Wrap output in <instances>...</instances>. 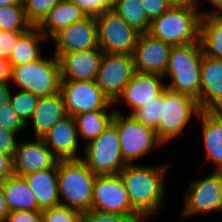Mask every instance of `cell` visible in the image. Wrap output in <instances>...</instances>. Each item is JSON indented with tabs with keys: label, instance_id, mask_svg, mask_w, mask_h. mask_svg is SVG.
Instances as JSON below:
<instances>
[{
	"label": "cell",
	"instance_id": "cb8c5ba5",
	"mask_svg": "<svg viewBox=\"0 0 222 222\" xmlns=\"http://www.w3.org/2000/svg\"><path fill=\"white\" fill-rule=\"evenodd\" d=\"M1 189L9 211H41L34 193L22 176L13 174L1 182Z\"/></svg>",
	"mask_w": 222,
	"mask_h": 222
},
{
	"label": "cell",
	"instance_id": "8d00e7d4",
	"mask_svg": "<svg viewBox=\"0 0 222 222\" xmlns=\"http://www.w3.org/2000/svg\"><path fill=\"white\" fill-rule=\"evenodd\" d=\"M78 6L87 16H99L113 8V0H68Z\"/></svg>",
	"mask_w": 222,
	"mask_h": 222
},
{
	"label": "cell",
	"instance_id": "d590c367",
	"mask_svg": "<svg viewBox=\"0 0 222 222\" xmlns=\"http://www.w3.org/2000/svg\"><path fill=\"white\" fill-rule=\"evenodd\" d=\"M0 125L5 129L14 132H23V129L27 127L15 113L10 102L0 107Z\"/></svg>",
	"mask_w": 222,
	"mask_h": 222
},
{
	"label": "cell",
	"instance_id": "d6986e66",
	"mask_svg": "<svg viewBox=\"0 0 222 222\" xmlns=\"http://www.w3.org/2000/svg\"><path fill=\"white\" fill-rule=\"evenodd\" d=\"M78 132L74 117L67 115L42 138L58 160L79 159Z\"/></svg>",
	"mask_w": 222,
	"mask_h": 222
},
{
	"label": "cell",
	"instance_id": "836d02e7",
	"mask_svg": "<svg viewBox=\"0 0 222 222\" xmlns=\"http://www.w3.org/2000/svg\"><path fill=\"white\" fill-rule=\"evenodd\" d=\"M81 215L77 210L58 205L42 210V222H81Z\"/></svg>",
	"mask_w": 222,
	"mask_h": 222
},
{
	"label": "cell",
	"instance_id": "f6af8a7d",
	"mask_svg": "<svg viewBox=\"0 0 222 222\" xmlns=\"http://www.w3.org/2000/svg\"><path fill=\"white\" fill-rule=\"evenodd\" d=\"M208 3H211L213 6V9L211 8L210 11L207 12H203L200 11L201 15H208L211 13H218V12H222V0H206ZM195 4L198 6L199 4H197V0H195Z\"/></svg>",
	"mask_w": 222,
	"mask_h": 222
},
{
	"label": "cell",
	"instance_id": "8992f818",
	"mask_svg": "<svg viewBox=\"0 0 222 222\" xmlns=\"http://www.w3.org/2000/svg\"><path fill=\"white\" fill-rule=\"evenodd\" d=\"M112 122L117 127L121 154L127 164H133L155 147L164 145L155 129L139 123L131 114H122L116 107Z\"/></svg>",
	"mask_w": 222,
	"mask_h": 222
},
{
	"label": "cell",
	"instance_id": "e575fe53",
	"mask_svg": "<svg viewBox=\"0 0 222 222\" xmlns=\"http://www.w3.org/2000/svg\"><path fill=\"white\" fill-rule=\"evenodd\" d=\"M140 215L102 213L95 210L83 212L81 222H143Z\"/></svg>",
	"mask_w": 222,
	"mask_h": 222
},
{
	"label": "cell",
	"instance_id": "c3c4849f",
	"mask_svg": "<svg viewBox=\"0 0 222 222\" xmlns=\"http://www.w3.org/2000/svg\"><path fill=\"white\" fill-rule=\"evenodd\" d=\"M20 0H0V7L18 4Z\"/></svg>",
	"mask_w": 222,
	"mask_h": 222
},
{
	"label": "cell",
	"instance_id": "7a4b0ae2",
	"mask_svg": "<svg viewBox=\"0 0 222 222\" xmlns=\"http://www.w3.org/2000/svg\"><path fill=\"white\" fill-rule=\"evenodd\" d=\"M196 4L173 5L151 21L148 33L172 46L200 42L201 13Z\"/></svg>",
	"mask_w": 222,
	"mask_h": 222
},
{
	"label": "cell",
	"instance_id": "d6a6232c",
	"mask_svg": "<svg viewBox=\"0 0 222 222\" xmlns=\"http://www.w3.org/2000/svg\"><path fill=\"white\" fill-rule=\"evenodd\" d=\"M60 1L61 0H24L23 7L27 20L32 26H38Z\"/></svg>",
	"mask_w": 222,
	"mask_h": 222
},
{
	"label": "cell",
	"instance_id": "ab89813d",
	"mask_svg": "<svg viewBox=\"0 0 222 222\" xmlns=\"http://www.w3.org/2000/svg\"><path fill=\"white\" fill-rule=\"evenodd\" d=\"M19 132H14L8 129L1 127L0 125V152L7 154L13 158L15 150L18 146L16 141V134Z\"/></svg>",
	"mask_w": 222,
	"mask_h": 222
},
{
	"label": "cell",
	"instance_id": "2e32d148",
	"mask_svg": "<svg viewBox=\"0 0 222 222\" xmlns=\"http://www.w3.org/2000/svg\"><path fill=\"white\" fill-rule=\"evenodd\" d=\"M104 52L99 48L63 53L61 81H95Z\"/></svg>",
	"mask_w": 222,
	"mask_h": 222
},
{
	"label": "cell",
	"instance_id": "1f68e13d",
	"mask_svg": "<svg viewBox=\"0 0 222 222\" xmlns=\"http://www.w3.org/2000/svg\"><path fill=\"white\" fill-rule=\"evenodd\" d=\"M12 95L13 94H11L10 103L13 110L19 118L28 125V121L36 108L39 97L25 90H20L14 96Z\"/></svg>",
	"mask_w": 222,
	"mask_h": 222
},
{
	"label": "cell",
	"instance_id": "7dc6e473",
	"mask_svg": "<svg viewBox=\"0 0 222 222\" xmlns=\"http://www.w3.org/2000/svg\"><path fill=\"white\" fill-rule=\"evenodd\" d=\"M168 3L173 6V5H191L195 4V0H167Z\"/></svg>",
	"mask_w": 222,
	"mask_h": 222
},
{
	"label": "cell",
	"instance_id": "f35d334b",
	"mask_svg": "<svg viewBox=\"0 0 222 222\" xmlns=\"http://www.w3.org/2000/svg\"><path fill=\"white\" fill-rule=\"evenodd\" d=\"M140 2L150 21L160 17L171 7L167 0H140Z\"/></svg>",
	"mask_w": 222,
	"mask_h": 222
},
{
	"label": "cell",
	"instance_id": "44dd1931",
	"mask_svg": "<svg viewBox=\"0 0 222 222\" xmlns=\"http://www.w3.org/2000/svg\"><path fill=\"white\" fill-rule=\"evenodd\" d=\"M34 193L42 211L60 205L58 194V162L49 169L22 175Z\"/></svg>",
	"mask_w": 222,
	"mask_h": 222
},
{
	"label": "cell",
	"instance_id": "277c9868",
	"mask_svg": "<svg viewBox=\"0 0 222 222\" xmlns=\"http://www.w3.org/2000/svg\"><path fill=\"white\" fill-rule=\"evenodd\" d=\"M202 46L200 42L173 46L164 78L168 75L170 90L187 94L198 101L201 88Z\"/></svg>",
	"mask_w": 222,
	"mask_h": 222
},
{
	"label": "cell",
	"instance_id": "83f0119b",
	"mask_svg": "<svg viewBox=\"0 0 222 222\" xmlns=\"http://www.w3.org/2000/svg\"><path fill=\"white\" fill-rule=\"evenodd\" d=\"M97 110L93 112H84L74 116L78 137L87 140L96 139L111 123L115 109Z\"/></svg>",
	"mask_w": 222,
	"mask_h": 222
},
{
	"label": "cell",
	"instance_id": "f546056e",
	"mask_svg": "<svg viewBox=\"0 0 222 222\" xmlns=\"http://www.w3.org/2000/svg\"><path fill=\"white\" fill-rule=\"evenodd\" d=\"M32 27L27 20L23 2L0 7V30L3 31H27Z\"/></svg>",
	"mask_w": 222,
	"mask_h": 222
},
{
	"label": "cell",
	"instance_id": "603a6c76",
	"mask_svg": "<svg viewBox=\"0 0 222 222\" xmlns=\"http://www.w3.org/2000/svg\"><path fill=\"white\" fill-rule=\"evenodd\" d=\"M198 119L202 123L206 160L215 164L214 170L222 171V111L202 110Z\"/></svg>",
	"mask_w": 222,
	"mask_h": 222
},
{
	"label": "cell",
	"instance_id": "6da1fadb",
	"mask_svg": "<svg viewBox=\"0 0 222 222\" xmlns=\"http://www.w3.org/2000/svg\"><path fill=\"white\" fill-rule=\"evenodd\" d=\"M167 165L141 166L127 164L120 172L129 194L132 208L143 218H149L163 207Z\"/></svg>",
	"mask_w": 222,
	"mask_h": 222
},
{
	"label": "cell",
	"instance_id": "5bb4252c",
	"mask_svg": "<svg viewBox=\"0 0 222 222\" xmlns=\"http://www.w3.org/2000/svg\"><path fill=\"white\" fill-rule=\"evenodd\" d=\"M55 45V56L63 53L82 51L99 47L98 26L96 18L87 16L82 21L72 23L61 29L52 38Z\"/></svg>",
	"mask_w": 222,
	"mask_h": 222
},
{
	"label": "cell",
	"instance_id": "74e56055",
	"mask_svg": "<svg viewBox=\"0 0 222 222\" xmlns=\"http://www.w3.org/2000/svg\"><path fill=\"white\" fill-rule=\"evenodd\" d=\"M26 31L0 30V57L10 59L19 37Z\"/></svg>",
	"mask_w": 222,
	"mask_h": 222
},
{
	"label": "cell",
	"instance_id": "9c48e42d",
	"mask_svg": "<svg viewBox=\"0 0 222 222\" xmlns=\"http://www.w3.org/2000/svg\"><path fill=\"white\" fill-rule=\"evenodd\" d=\"M95 18L99 48L104 53L133 54L140 32L127 24L112 9Z\"/></svg>",
	"mask_w": 222,
	"mask_h": 222
},
{
	"label": "cell",
	"instance_id": "4316f807",
	"mask_svg": "<svg viewBox=\"0 0 222 222\" xmlns=\"http://www.w3.org/2000/svg\"><path fill=\"white\" fill-rule=\"evenodd\" d=\"M48 40L37 26H32L18 39L10 61L12 66L27 64L42 57L39 43Z\"/></svg>",
	"mask_w": 222,
	"mask_h": 222
},
{
	"label": "cell",
	"instance_id": "484cf974",
	"mask_svg": "<svg viewBox=\"0 0 222 222\" xmlns=\"http://www.w3.org/2000/svg\"><path fill=\"white\" fill-rule=\"evenodd\" d=\"M199 40L203 55L222 60V12L201 17Z\"/></svg>",
	"mask_w": 222,
	"mask_h": 222
},
{
	"label": "cell",
	"instance_id": "d4e9b609",
	"mask_svg": "<svg viewBox=\"0 0 222 222\" xmlns=\"http://www.w3.org/2000/svg\"><path fill=\"white\" fill-rule=\"evenodd\" d=\"M86 17L78 6L68 0H61L37 27L46 38L51 39L61 29Z\"/></svg>",
	"mask_w": 222,
	"mask_h": 222
},
{
	"label": "cell",
	"instance_id": "7402d4cb",
	"mask_svg": "<svg viewBox=\"0 0 222 222\" xmlns=\"http://www.w3.org/2000/svg\"><path fill=\"white\" fill-rule=\"evenodd\" d=\"M67 116L60 92L39 97L36 108L28 122L33 123L35 138H43L51 128Z\"/></svg>",
	"mask_w": 222,
	"mask_h": 222
},
{
	"label": "cell",
	"instance_id": "30bf717a",
	"mask_svg": "<svg viewBox=\"0 0 222 222\" xmlns=\"http://www.w3.org/2000/svg\"><path fill=\"white\" fill-rule=\"evenodd\" d=\"M60 93L67 115L111 109L114 104L96 81H61Z\"/></svg>",
	"mask_w": 222,
	"mask_h": 222
},
{
	"label": "cell",
	"instance_id": "7bdbcfd3",
	"mask_svg": "<svg viewBox=\"0 0 222 222\" xmlns=\"http://www.w3.org/2000/svg\"><path fill=\"white\" fill-rule=\"evenodd\" d=\"M12 79V63L9 59L0 57V83L9 84Z\"/></svg>",
	"mask_w": 222,
	"mask_h": 222
},
{
	"label": "cell",
	"instance_id": "8fae6325",
	"mask_svg": "<svg viewBox=\"0 0 222 222\" xmlns=\"http://www.w3.org/2000/svg\"><path fill=\"white\" fill-rule=\"evenodd\" d=\"M184 194L182 217L222 211V171H212L203 179L190 182Z\"/></svg>",
	"mask_w": 222,
	"mask_h": 222
},
{
	"label": "cell",
	"instance_id": "b9f144b4",
	"mask_svg": "<svg viewBox=\"0 0 222 222\" xmlns=\"http://www.w3.org/2000/svg\"><path fill=\"white\" fill-rule=\"evenodd\" d=\"M13 161L12 157L0 152V183L12 176Z\"/></svg>",
	"mask_w": 222,
	"mask_h": 222
},
{
	"label": "cell",
	"instance_id": "ac0fdd59",
	"mask_svg": "<svg viewBox=\"0 0 222 222\" xmlns=\"http://www.w3.org/2000/svg\"><path fill=\"white\" fill-rule=\"evenodd\" d=\"M163 76L158 74L140 73L135 71L131 80L125 85L121 94L113 103L122 99L131 108V114L141 106L147 105L151 100L161 95L166 88Z\"/></svg>",
	"mask_w": 222,
	"mask_h": 222
},
{
	"label": "cell",
	"instance_id": "7c38bea8",
	"mask_svg": "<svg viewBox=\"0 0 222 222\" xmlns=\"http://www.w3.org/2000/svg\"><path fill=\"white\" fill-rule=\"evenodd\" d=\"M92 210L109 214L139 215L132 208L129 194L119 174L96 176Z\"/></svg>",
	"mask_w": 222,
	"mask_h": 222
},
{
	"label": "cell",
	"instance_id": "ee69618b",
	"mask_svg": "<svg viewBox=\"0 0 222 222\" xmlns=\"http://www.w3.org/2000/svg\"><path fill=\"white\" fill-rule=\"evenodd\" d=\"M11 98L10 84L0 83V107L8 104Z\"/></svg>",
	"mask_w": 222,
	"mask_h": 222
},
{
	"label": "cell",
	"instance_id": "4dcf8cb0",
	"mask_svg": "<svg viewBox=\"0 0 222 222\" xmlns=\"http://www.w3.org/2000/svg\"><path fill=\"white\" fill-rule=\"evenodd\" d=\"M162 105H164V91L161 95L147 103V105L134 110L131 115L139 123L156 130L162 118Z\"/></svg>",
	"mask_w": 222,
	"mask_h": 222
},
{
	"label": "cell",
	"instance_id": "9a60e30c",
	"mask_svg": "<svg viewBox=\"0 0 222 222\" xmlns=\"http://www.w3.org/2000/svg\"><path fill=\"white\" fill-rule=\"evenodd\" d=\"M172 47L149 33H140L132 54L135 71L164 76Z\"/></svg>",
	"mask_w": 222,
	"mask_h": 222
},
{
	"label": "cell",
	"instance_id": "ba28073f",
	"mask_svg": "<svg viewBox=\"0 0 222 222\" xmlns=\"http://www.w3.org/2000/svg\"><path fill=\"white\" fill-rule=\"evenodd\" d=\"M201 111V107L196 99L166 87L164 89L162 118L156 129L159 139L165 144L176 138L184 131L191 117L193 115L198 117Z\"/></svg>",
	"mask_w": 222,
	"mask_h": 222
},
{
	"label": "cell",
	"instance_id": "ffe728a7",
	"mask_svg": "<svg viewBox=\"0 0 222 222\" xmlns=\"http://www.w3.org/2000/svg\"><path fill=\"white\" fill-rule=\"evenodd\" d=\"M199 106L205 111H222V60L202 55Z\"/></svg>",
	"mask_w": 222,
	"mask_h": 222
},
{
	"label": "cell",
	"instance_id": "e0dca14e",
	"mask_svg": "<svg viewBox=\"0 0 222 222\" xmlns=\"http://www.w3.org/2000/svg\"><path fill=\"white\" fill-rule=\"evenodd\" d=\"M34 140L18 143L12 158L15 175L22 176L43 171L52 168L58 162L41 138Z\"/></svg>",
	"mask_w": 222,
	"mask_h": 222
},
{
	"label": "cell",
	"instance_id": "52a82bcc",
	"mask_svg": "<svg viewBox=\"0 0 222 222\" xmlns=\"http://www.w3.org/2000/svg\"><path fill=\"white\" fill-rule=\"evenodd\" d=\"M83 150L86 155L81 159L96 175H116L127 165L113 122L96 139L86 143Z\"/></svg>",
	"mask_w": 222,
	"mask_h": 222
},
{
	"label": "cell",
	"instance_id": "bcb514c9",
	"mask_svg": "<svg viewBox=\"0 0 222 222\" xmlns=\"http://www.w3.org/2000/svg\"><path fill=\"white\" fill-rule=\"evenodd\" d=\"M9 213V210L6 205V201L4 199V195L1 189V183H0V222H4L7 215Z\"/></svg>",
	"mask_w": 222,
	"mask_h": 222
},
{
	"label": "cell",
	"instance_id": "f1b7e54d",
	"mask_svg": "<svg viewBox=\"0 0 222 222\" xmlns=\"http://www.w3.org/2000/svg\"><path fill=\"white\" fill-rule=\"evenodd\" d=\"M112 10L138 32L148 33L151 21L140 0H113Z\"/></svg>",
	"mask_w": 222,
	"mask_h": 222
},
{
	"label": "cell",
	"instance_id": "3957f363",
	"mask_svg": "<svg viewBox=\"0 0 222 222\" xmlns=\"http://www.w3.org/2000/svg\"><path fill=\"white\" fill-rule=\"evenodd\" d=\"M96 176L81 158L58 160L60 205L81 213L91 210Z\"/></svg>",
	"mask_w": 222,
	"mask_h": 222
},
{
	"label": "cell",
	"instance_id": "4fadbf2b",
	"mask_svg": "<svg viewBox=\"0 0 222 222\" xmlns=\"http://www.w3.org/2000/svg\"><path fill=\"white\" fill-rule=\"evenodd\" d=\"M134 72L132 55L104 53L95 81L106 96L114 102L131 80Z\"/></svg>",
	"mask_w": 222,
	"mask_h": 222
},
{
	"label": "cell",
	"instance_id": "60d3db41",
	"mask_svg": "<svg viewBox=\"0 0 222 222\" xmlns=\"http://www.w3.org/2000/svg\"><path fill=\"white\" fill-rule=\"evenodd\" d=\"M4 222H42V211H9Z\"/></svg>",
	"mask_w": 222,
	"mask_h": 222
},
{
	"label": "cell",
	"instance_id": "5b68a950",
	"mask_svg": "<svg viewBox=\"0 0 222 222\" xmlns=\"http://www.w3.org/2000/svg\"><path fill=\"white\" fill-rule=\"evenodd\" d=\"M21 90L31 92L37 97L49 96L60 92L61 66L54 55L50 59L37 60L12 66V79Z\"/></svg>",
	"mask_w": 222,
	"mask_h": 222
}]
</instances>
